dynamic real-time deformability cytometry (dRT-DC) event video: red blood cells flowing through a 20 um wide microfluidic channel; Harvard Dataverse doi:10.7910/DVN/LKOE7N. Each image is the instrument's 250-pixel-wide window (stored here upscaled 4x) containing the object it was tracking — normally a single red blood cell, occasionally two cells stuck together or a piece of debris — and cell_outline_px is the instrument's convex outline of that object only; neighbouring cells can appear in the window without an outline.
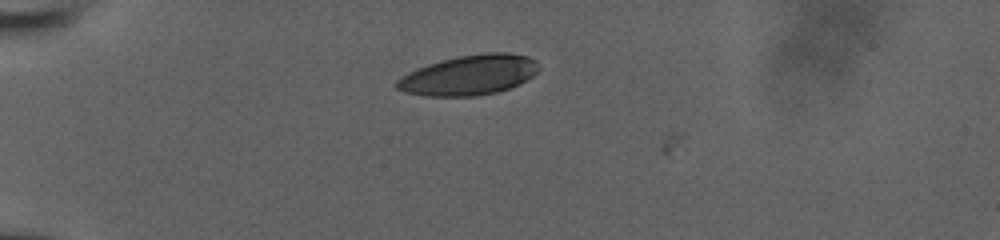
{"species": "human", "species_latin": "Homo sapiens", "temperature_condition": "room temperature", "stored_images_in_passage": 10, "camera_frame_rate_fps": 3000, "um_per_image_px": 0.085, "donor": {"sex": "male"}, "frame": {"image": 1, "passage_image": 4, "time_ms": 1.0, "image_size_px": [1000, 240], "cell_outline_px": [[540, 68], [532, 76], [520, 84], [496, 92], [476, 96], [428, 96], [404, 92], [396, 88], [392, 84], [396, 80], [408, 72], [416, 68], [428, 64], [460, 56], [484, 52], [508, 52], [528, 56], [536, 60]], "centroid_in_image_um": [39.87, 6.38], "position_along_channel_um": 45.1, "area_um2": 33.23}}